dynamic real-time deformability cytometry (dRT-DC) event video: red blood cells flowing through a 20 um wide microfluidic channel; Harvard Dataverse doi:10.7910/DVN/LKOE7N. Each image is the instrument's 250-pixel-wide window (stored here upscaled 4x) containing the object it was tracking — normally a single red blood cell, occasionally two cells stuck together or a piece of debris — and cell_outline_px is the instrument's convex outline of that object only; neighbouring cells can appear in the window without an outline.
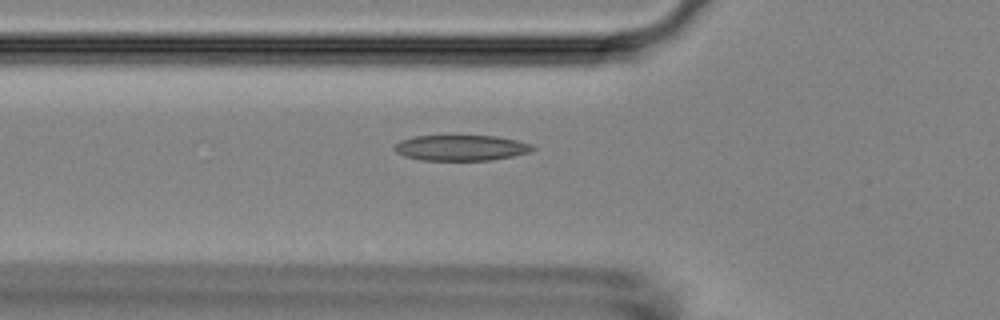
{"species": "Egyptian fruit bat (a non-hibernating species)", "species_latin": "Rousettus aegyptiacus", "temperature_condition": "room temperature", "stored_images_in_passage": 16, "camera_frame_rate_fps": 3000, "um_per_image_px": 0.085, "animal": {"sex": "female"}, "frame": {"image": 1, "passage_image": 5, "time_ms": 1.333, "image_size_px": [1000, 320], "cell_outline_px": [[536, 148], [532, 152], [492, 160], [420, 160], [404, 156], [396, 152], [392, 148], [400, 140], [412, 136], [496, 136], [516, 140], [532, 144]], "centroid_in_image_um": [39.19, 12.56], "position_along_channel_um": 86.6, "area_um2": 20.75}}
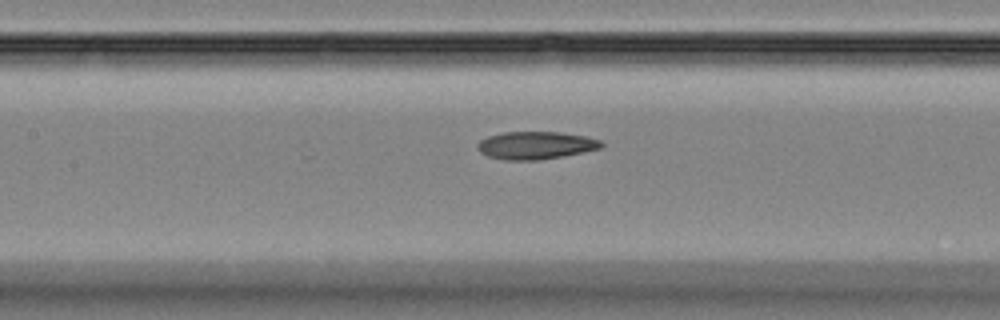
{"frame": {"image": 2, "passage_image": 11, "time_ms": 3.333, "image_size_px": [1000, 320], "cell_outline_px": [[604, 144], [600, 148], [564, 156], [540, 160], [504, 160], [488, 156], [480, 152], [476, 144], [480, 140], [488, 136], [504, 132], [560, 132], [584, 136], [600, 140]], "centroid_in_image_um": [45.51, 12.35], "position_along_channel_um": 161.9, "area_um2": 19.94}}
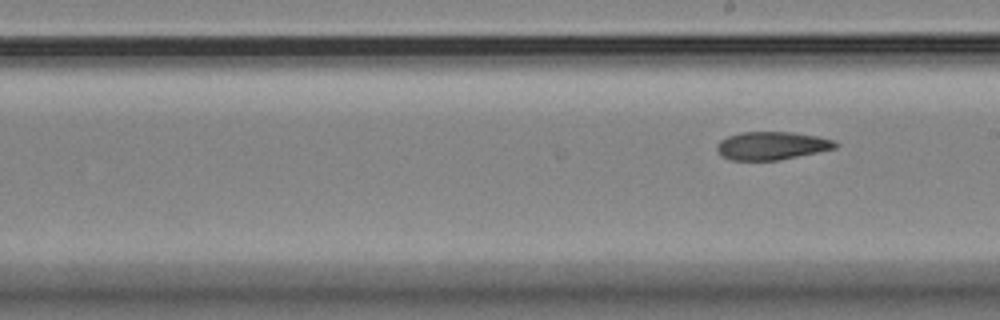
{"frame": {"image": 3, "passage_image": 16, "time_ms": 5.0, "image_size_px": [1000, 320], "cell_outline_px": [[840, 144], [836, 148], [780, 160], [728, 160], [720, 156], [716, 152], [716, 144], [720, 140], [728, 136], [740, 132], [792, 132], [816, 136], [832, 140]], "centroid_in_image_um": [65.54, 12.39], "position_along_channel_um": 223.5, "area_um2": 19.54}}